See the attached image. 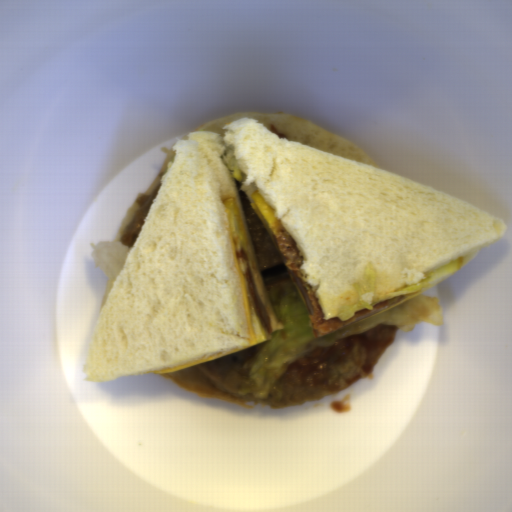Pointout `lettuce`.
<instances>
[{
    "label": "lettuce",
    "instance_id": "lettuce-1",
    "mask_svg": "<svg viewBox=\"0 0 512 512\" xmlns=\"http://www.w3.org/2000/svg\"><path fill=\"white\" fill-rule=\"evenodd\" d=\"M266 292L274 316L284 329L272 332L269 340L254 345L253 356L243 367L248 374L240 392L252 399H263L270 394L283 373L313 348L330 346L342 338L377 327L391 326L399 332H409L419 324L437 327L442 324L439 300L422 291L395 308L315 339L307 303L298 286L286 282Z\"/></svg>",
    "mask_w": 512,
    "mask_h": 512
},
{
    "label": "lettuce",
    "instance_id": "lettuce-2",
    "mask_svg": "<svg viewBox=\"0 0 512 512\" xmlns=\"http://www.w3.org/2000/svg\"><path fill=\"white\" fill-rule=\"evenodd\" d=\"M377 271L369 260L364 266L363 275L359 281L347 284L350 289L335 297L333 312L334 316L342 321L350 319L361 309H375L367 303L362 296L373 291L376 282Z\"/></svg>",
    "mask_w": 512,
    "mask_h": 512
},
{
    "label": "lettuce",
    "instance_id": "lettuce-3",
    "mask_svg": "<svg viewBox=\"0 0 512 512\" xmlns=\"http://www.w3.org/2000/svg\"><path fill=\"white\" fill-rule=\"evenodd\" d=\"M131 247L116 240H97L91 243V256L99 271L115 282Z\"/></svg>",
    "mask_w": 512,
    "mask_h": 512
},
{
    "label": "lettuce",
    "instance_id": "lettuce-4",
    "mask_svg": "<svg viewBox=\"0 0 512 512\" xmlns=\"http://www.w3.org/2000/svg\"><path fill=\"white\" fill-rule=\"evenodd\" d=\"M226 167L229 169L232 177L241 183L242 173L238 167L236 159L233 156L227 161Z\"/></svg>",
    "mask_w": 512,
    "mask_h": 512
}]
</instances>
